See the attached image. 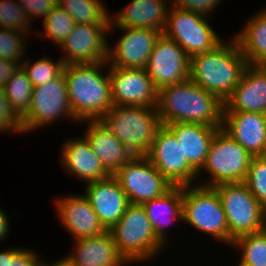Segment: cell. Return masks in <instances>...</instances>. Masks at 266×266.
Instances as JSON below:
<instances>
[{
	"label": "cell",
	"mask_w": 266,
	"mask_h": 266,
	"mask_svg": "<svg viewBox=\"0 0 266 266\" xmlns=\"http://www.w3.org/2000/svg\"><path fill=\"white\" fill-rule=\"evenodd\" d=\"M156 107L162 125L189 122L222 127L224 103L190 78L160 88Z\"/></svg>",
	"instance_id": "cell-1"
},
{
	"label": "cell",
	"mask_w": 266,
	"mask_h": 266,
	"mask_svg": "<svg viewBox=\"0 0 266 266\" xmlns=\"http://www.w3.org/2000/svg\"><path fill=\"white\" fill-rule=\"evenodd\" d=\"M63 74L69 105L78 123L99 120L112 108L108 62L65 65Z\"/></svg>",
	"instance_id": "cell-2"
},
{
	"label": "cell",
	"mask_w": 266,
	"mask_h": 266,
	"mask_svg": "<svg viewBox=\"0 0 266 266\" xmlns=\"http://www.w3.org/2000/svg\"><path fill=\"white\" fill-rule=\"evenodd\" d=\"M230 40L222 41L212 51L190 58L189 78L223 103L232 94L248 65L237 40L234 37Z\"/></svg>",
	"instance_id": "cell-3"
},
{
	"label": "cell",
	"mask_w": 266,
	"mask_h": 266,
	"mask_svg": "<svg viewBox=\"0 0 266 266\" xmlns=\"http://www.w3.org/2000/svg\"><path fill=\"white\" fill-rule=\"evenodd\" d=\"M109 231L119 253L130 265L150 262L166 247L156 237L142 205L129 204L123 216Z\"/></svg>",
	"instance_id": "cell-4"
},
{
	"label": "cell",
	"mask_w": 266,
	"mask_h": 266,
	"mask_svg": "<svg viewBox=\"0 0 266 266\" xmlns=\"http://www.w3.org/2000/svg\"><path fill=\"white\" fill-rule=\"evenodd\" d=\"M113 135L134 155L146 156L162 126L157 107L113 105L101 118Z\"/></svg>",
	"instance_id": "cell-5"
},
{
	"label": "cell",
	"mask_w": 266,
	"mask_h": 266,
	"mask_svg": "<svg viewBox=\"0 0 266 266\" xmlns=\"http://www.w3.org/2000/svg\"><path fill=\"white\" fill-rule=\"evenodd\" d=\"M251 159L249 152L220 128L211 141L206 162L198 172L197 184L215 187L222 183L244 182ZM204 172L210 177L202 183L199 176L201 177Z\"/></svg>",
	"instance_id": "cell-6"
},
{
	"label": "cell",
	"mask_w": 266,
	"mask_h": 266,
	"mask_svg": "<svg viewBox=\"0 0 266 266\" xmlns=\"http://www.w3.org/2000/svg\"><path fill=\"white\" fill-rule=\"evenodd\" d=\"M183 222L220 243L229 245V230L224 208L213 187H183Z\"/></svg>",
	"instance_id": "cell-7"
},
{
	"label": "cell",
	"mask_w": 266,
	"mask_h": 266,
	"mask_svg": "<svg viewBox=\"0 0 266 266\" xmlns=\"http://www.w3.org/2000/svg\"><path fill=\"white\" fill-rule=\"evenodd\" d=\"M221 200L229 230V247L240 236L266 228V210L244 182L213 187Z\"/></svg>",
	"instance_id": "cell-8"
},
{
	"label": "cell",
	"mask_w": 266,
	"mask_h": 266,
	"mask_svg": "<svg viewBox=\"0 0 266 266\" xmlns=\"http://www.w3.org/2000/svg\"><path fill=\"white\" fill-rule=\"evenodd\" d=\"M63 118L78 122L69 105L67 82L62 73L47 84L33 87L30 107L20 118V123L26 134L60 122Z\"/></svg>",
	"instance_id": "cell-9"
},
{
	"label": "cell",
	"mask_w": 266,
	"mask_h": 266,
	"mask_svg": "<svg viewBox=\"0 0 266 266\" xmlns=\"http://www.w3.org/2000/svg\"><path fill=\"white\" fill-rule=\"evenodd\" d=\"M209 19V16L170 5L163 34L178 43L191 58L212 51L223 41Z\"/></svg>",
	"instance_id": "cell-10"
},
{
	"label": "cell",
	"mask_w": 266,
	"mask_h": 266,
	"mask_svg": "<svg viewBox=\"0 0 266 266\" xmlns=\"http://www.w3.org/2000/svg\"><path fill=\"white\" fill-rule=\"evenodd\" d=\"M146 157L173 187L197 184L198 171L187 161L174 134L162 125Z\"/></svg>",
	"instance_id": "cell-11"
},
{
	"label": "cell",
	"mask_w": 266,
	"mask_h": 266,
	"mask_svg": "<svg viewBox=\"0 0 266 266\" xmlns=\"http://www.w3.org/2000/svg\"><path fill=\"white\" fill-rule=\"evenodd\" d=\"M130 204L144 203L163 196L173 186L159 173L146 156H136L113 175Z\"/></svg>",
	"instance_id": "cell-12"
},
{
	"label": "cell",
	"mask_w": 266,
	"mask_h": 266,
	"mask_svg": "<svg viewBox=\"0 0 266 266\" xmlns=\"http://www.w3.org/2000/svg\"><path fill=\"white\" fill-rule=\"evenodd\" d=\"M145 69L159 90L189 79L190 57L178 43L161 34Z\"/></svg>",
	"instance_id": "cell-13"
},
{
	"label": "cell",
	"mask_w": 266,
	"mask_h": 266,
	"mask_svg": "<svg viewBox=\"0 0 266 266\" xmlns=\"http://www.w3.org/2000/svg\"><path fill=\"white\" fill-rule=\"evenodd\" d=\"M113 105L156 107L158 89L145 68L109 66Z\"/></svg>",
	"instance_id": "cell-14"
},
{
	"label": "cell",
	"mask_w": 266,
	"mask_h": 266,
	"mask_svg": "<svg viewBox=\"0 0 266 266\" xmlns=\"http://www.w3.org/2000/svg\"><path fill=\"white\" fill-rule=\"evenodd\" d=\"M109 26L75 24L59 48L65 65L108 62Z\"/></svg>",
	"instance_id": "cell-15"
},
{
	"label": "cell",
	"mask_w": 266,
	"mask_h": 266,
	"mask_svg": "<svg viewBox=\"0 0 266 266\" xmlns=\"http://www.w3.org/2000/svg\"><path fill=\"white\" fill-rule=\"evenodd\" d=\"M124 31L114 47H108V65L122 68H146L160 31L148 28L115 27Z\"/></svg>",
	"instance_id": "cell-16"
},
{
	"label": "cell",
	"mask_w": 266,
	"mask_h": 266,
	"mask_svg": "<svg viewBox=\"0 0 266 266\" xmlns=\"http://www.w3.org/2000/svg\"><path fill=\"white\" fill-rule=\"evenodd\" d=\"M54 204L61 225L72 235L73 240L98 236L107 231L84 193L58 196Z\"/></svg>",
	"instance_id": "cell-17"
},
{
	"label": "cell",
	"mask_w": 266,
	"mask_h": 266,
	"mask_svg": "<svg viewBox=\"0 0 266 266\" xmlns=\"http://www.w3.org/2000/svg\"><path fill=\"white\" fill-rule=\"evenodd\" d=\"M85 186L84 196L91 203L100 223L106 230H110L130 204L125 192L113 175Z\"/></svg>",
	"instance_id": "cell-18"
},
{
	"label": "cell",
	"mask_w": 266,
	"mask_h": 266,
	"mask_svg": "<svg viewBox=\"0 0 266 266\" xmlns=\"http://www.w3.org/2000/svg\"><path fill=\"white\" fill-rule=\"evenodd\" d=\"M223 112L266 114V67L247 65L239 83L225 100Z\"/></svg>",
	"instance_id": "cell-19"
},
{
	"label": "cell",
	"mask_w": 266,
	"mask_h": 266,
	"mask_svg": "<svg viewBox=\"0 0 266 266\" xmlns=\"http://www.w3.org/2000/svg\"><path fill=\"white\" fill-rule=\"evenodd\" d=\"M222 129L252 157L266 155V114L223 112Z\"/></svg>",
	"instance_id": "cell-20"
},
{
	"label": "cell",
	"mask_w": 266,
	"mask_h": 266,
	"mask_svg": "<svg viewBox=\"0 0 266 266\" xmlns=\"http://www.w3.org/2000/svg\"><path fill=\"white\" fill-rule=\"evenodd\" d=\"M60 150L61 166L75 178L85 184L108 178L111 174L102 166L89 142L84 136L71 137L63 141Z\"/></svg>",
	"instance_id": "cell-21"
},
{
	"label": "cell",
	"mask_w": 266,
	"mask_h": 266,
	"mask_svg": "<svg viewBox=\"0 0 266 266\" xmlns=\"http://www.w3.org/2000/svg\"><path fill=\"white\" fill-rule=\"evenodd\" d=\"M168 1L171 0L130 1L115 15H110L109 33L114 31V27H126L154 29L163 34L167 26Z\"/></svg>",
	"instance_id": "cell-22"
},
{
	"label": "cell",
	"mask_w": 266,
	"mask_h": 266,
	"mask_svg": "<svg viewBox=\"0 0 266 266\" xmlns=\"http://www.w3.org/2000/svg\"><path fill=\"white\" fill-rule=\"evenodd\" d=\"M81 123L87 124L83 136L100 159L102 166L111 175H114L120 167L125 166L136 157L113 135L101 119L85 120Z\"/></svg>",
	"instance_id": "cell-23"
},
{
	"label": "cell",
	"mask_w": 266,
	"mask_h": 266,
	"mask_svg": "<svg viewBox=\"0 0 266 266\" xmlns=\"http://www.w3.org/2000/svg\"><path fill=\"white\" fill-rule=\"evenodd\" d=\"M75 248L65 255L74 266H129L119 253L109 230L101 235L73 240Z\"/></svg>",
	"instance_id": "cell-24"
},
{
	"label": "cell",
	"mask_w": 266,
	"mask_h": 266,
	"mask_svg": "<svg viewBox=\"0 0 266 266\" xmlns=\"http://www.w3.org/2000/svg\"><path fill=\"white\" fill-rule=\"evenodd\" d=\"M176 137L187 161L199 172L204 166L211 141L222 127L178 122L165 125Z\"/></svg>",
	"instance_id": "cell-25"
},
{
	"label": "cell",
	"mask_w": 266,
	"mask_h": 266,
	"mask_svg": "<svg viewBox=\"0 0 266 266\" xmlns=\"http://www.w3.org/2000/svg\"><path fill=\"white\" fill-rule=\"evenodd\" d=\"M142 206L156 237L167 247L169 244L168 226L176 220H183V187H172L163 196L148 201Z\"/></svg>",
	"instance_id": "cell-26"
},
{
	"label": "cell",
	"mask_w": 266,
	"mask_h": 266,
	"mask_svg": "<svg viewBox=\"0 0 266 266\" xmlns=\"http://www.w3.org/2000/svg\"><path fill=\"white\" fill-rule=\"evenodd\" d=\"M248 18L234 38L248 64L266 67V8Z\"/></svg>",
	"instance_id": "cell-27"
},
{
	"label": "cell",
	"mask_w": 266,
	"mask_h": 266,
	"mask_svg": "<svg viewBox=\"0 0 266 266\" xmlns=\"http://www.w3.org/2000/svg\"><path fill=\"white\" fill-rule=\"evenodd\" d=\"M64 9L77 24L109 26L110 12L102 0H58L57 4Z\"/></svg>",
	"instance_id": "cell-28"
},
{
	"label": "cell",
	"mask_w": 266,
	"mask_h": 266,
	"mask_svg": "<svg viewBox=\"0 0 266 266\" xmlns=\"http://www.w3.org/2000/svg\"><path fill=\"white\" fill-rule=\"evenodd\" d=\"M3 89L11 110L20 119L30 107L33 90V85L22 66L13 73Z\"/></svg>",
	"instance_id": "cell-29"
},
{
	"label": "cell",
	"mask_w": 266,
	"mask_h": 266,
	"mask_svg": "<svg viewBox=\"0 0 266 266\" xmlns=\"http://www.w3.org/2000/svg\"><path fill=\"white\" fill-rule=\"evenodd\" d=\"M231 247L241 253L236 266H266V228L238 237Z\"/></svg>",
	"instance_id": "cell-30"
},
{
	"label": "cell",
	"mask_w": 266,
	"mask_h": 266,
	"mask_svg": "<svg viewBox=\"0 0 266 266\" xmlns=\"http://www.w3.org/2000/svg\"><path fill=\"white\" fill-rule=\"evenodd\" d=\"M76 22L75 20L58 5L44 18V31L34 30L37 37H47L45 39L52 40L59 48L68 35L72 32ZM39 32V34H38Z\"/></svg>",
	"instance_id": "cell-31"
},
{
	"label": "cell",
	"mask_w": 266,
	"mask_h": 266,
	"mask_svg": "<svg viewBox=\"0 0 266 266\" xmlns=\"http://www.w3.org/2000/svg\"><path fill=\"white\" fill-rule=\"evenodd\" d=\"M21 66L27 72L33 87H36L47 84L51 80L58 78L63 73L65 64L61 58L54 61L49 56H43L34 62L29 60V58L26 60L24 59Z\"/></svg>",
	"instance_id": "cell-32"
},
{
	"label": "cell",
	"mask_w": 266,
	"mask_h": 266,
	"mask_svg": "<svg viewBox=\"0 0 266 266\" xmlns=\"http://www.w3.org/2000/svg\"><path fill=\"white\" fill-rule=\"evenodd\" d=\"M26 34L28 35L21 31L0 28V58L16 62L21 66L27 50Z\"/></svg>",
	"instance_id": "cell-33"
},
{
	"label": "cell",
	"mask_w": 266,
	"mask_h": 266,
	"mask_svg": "<svg viewBox=\"0 0 266 266\" xmlns=\"http://www.w3.org/2000/svg\"><path fill=\"white\" fill-rule=\"evenodd\" d=\"M33 23L18 0H0V28L13 29L32 35ZM31 31V32H30Z\"/></svg>",
	"instance_id": "cell-34"
},
{
	"label": "cell",
	"mask_w": 266,
	"mask_h": 266,
	"mask_svg": "<svg viewBox=\"0 0 266 266\" xmlns=\"http://www.w3.org/2000/svg\"><path fill=\"white\" fill-rule=\"evenodd\" d=\"M244 183L266 210V155L252 157Z\"/></svg>",
	"instance_id": "cell-35"
},
{
	"label": "cell",
	"mask_w": 266,
	"mask_h": 266,
	"mask_svg": "<svg viewBox=\"0 0 266 266\" xmlns=\"http://www.w3.org/2000/svg\"><path fill=\"white\" fill-rule=\"evenodd\" d=\"M7 132H12V134L23 133L20 119L11 110L4 89L0 88V133Z\"/></svg>",
	"instance_id": "cell-36"
},
{
	"label": "cell",
	"mask_w": 266,
	"mask_h": 266,
	"mask_svg": "<svg viewBox=\"0 0 266 266\" xmlns=\"http://www.w3.org/2000/svg\"><path fill=\"white\" fill-rule=\"evenodd\" d=\"M31 23L44 18L57 6L58 0H18ZM33 21V22H32Z\"/></svg>",
	"instance_id": "cell-37"
},
{
	"label": "cell",
	"mask_w": 266,
	"mask_h": 266,
	"mask_svg": "<svg viewBox=\"0 0 266 266\" xmlns=\"http://www.w3.org/2000/svg\"><path fill=\"white\" fill-rule=\"evenodd\" d=\"M221 1L223 0H171L169 3L176 8L211 17Z\"/></svg>",
	"instance_id": "cell-38"
},
{
	"label": "cell",
	"mask_w": 266,
	"mask_h": 266,
	"mask_svg": "<svg viewBox=\"0 0 266 266\" xmlns=\"http://www.w3.org/2000/svg\"><path fill=\"white\" fill-rule=\"evenodd\" d=\"M41 260L34 250L22 248L12 259H8V266H41Z\"/></svg>",
	"instance_id": "cell-39"
},
{
	"label": "cell",
	"mask_w": 266,
	"mask_h": 266,
	"mask_svg": "<svg viewBox=\"0 0 266 266\" xmlns=\"http://www.w3.org/2000/svg\"><path fill=\"white\" fill-rule=\"evenodd\" d=\"M19 66L20 65L16 62L0 58V88H4L7 81Z\"/></svg>",
	"instance_id": "cell-40"
},
{
	"label": "cell",
	"mask_w": 266,
	"mask_h": 266,
	"mask_svg": "<svg viewBox=\"0 0 266 266\" xmlns=\"http://www.w3.org/2000/svg\"><path fill=\"white\" fill-rule=\"evenodd\" d=\"M10 218H13V214L11 216H8L3 210V208H0V242L4 241L7 238V234H9L10 230Z\"/></svg>",
	"instance_id": "cell-41"
},
{
	"label": "cell",
	"mask_w": 266,
	"mask_h": 266,
	"mask_svg": "<svg viewBox=\"0 0 266 266\" xmlns=\"http://www.w3.org/2000/svg\"><path fill=\"white\" fill-rule=\"evenodd\" d=\"M22 248L11 247L0 251V266H8V259H12Z\"/></svg>",
	"instance_id": "cell-42"
},
{
	"label": "cell",
	"mask_w": 266,
	"mask_h": 266,
	"mask_svg": "<svg viewBox=\"0 0 266 266\" xmlns=\"http://www.w3.org/2000/svg\"><path fill=\"white\" fill-rule=\"evenodd\" d=\"M41 266H74L72 262L66 257L62 256L61 258L56 259L52 262H45L44 259L42 260Z\"/></svg>",
	"instance_id": "cell-43"
}]
</instances>
